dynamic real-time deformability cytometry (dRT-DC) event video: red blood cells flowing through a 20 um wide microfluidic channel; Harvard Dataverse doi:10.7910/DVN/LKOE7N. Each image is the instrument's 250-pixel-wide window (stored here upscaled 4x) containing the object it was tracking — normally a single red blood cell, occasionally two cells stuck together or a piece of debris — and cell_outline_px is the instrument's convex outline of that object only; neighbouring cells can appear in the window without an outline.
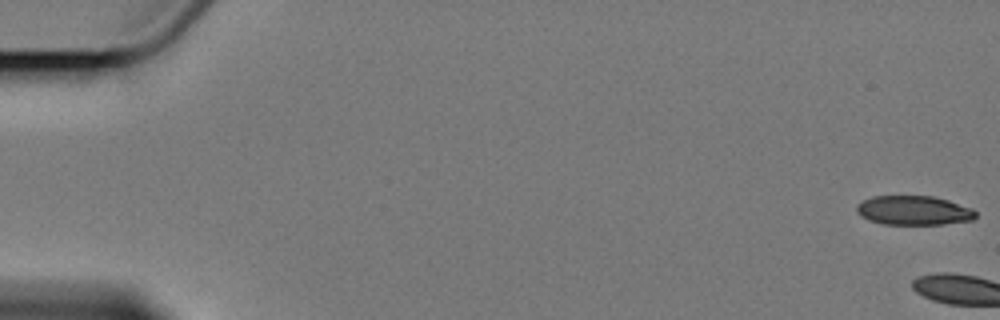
{"species": "Egyptian fruit bat (a non-hibernating species)", "species_latin": "Rousettus aegyptiacus", "temperature_condition": "cold", "stored_images_in_passage": 4, "camera_frame_rate_fps": 3000, "um_per_image_px": 0.085, "animal": {"sex": "female"}, "frame": {"image": 1, "passage_image": 1, "time_ms": 0.0, "image_size_px": [1000, 320], "cell_outline_px": [[976, 216], [972, 220], [944, 224], [880, 224], [868, 220], [860, 216], [856, 212], [856, 204], [872, 196], [932, 196], [948, 200], [972, 208], [976, 212]], "centroid_in_image_um": [77.63, 17.89], "position_along_channel_um": 7.4, "area_um2": 20.4}}